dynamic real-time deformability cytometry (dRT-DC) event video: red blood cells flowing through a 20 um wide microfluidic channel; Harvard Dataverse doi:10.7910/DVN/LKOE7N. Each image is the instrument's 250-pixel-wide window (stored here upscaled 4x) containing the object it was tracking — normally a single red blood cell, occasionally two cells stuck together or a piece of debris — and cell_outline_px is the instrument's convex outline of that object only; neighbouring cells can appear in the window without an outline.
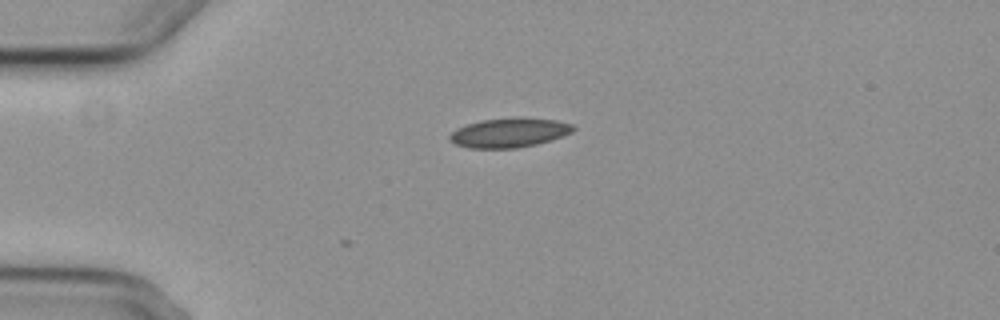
{"species": "common noctule bat (a hibernating species)", "species_latin": "Nyctalus noctula", "temperature_condition": "cold", "stored_images_in_passage": 1, "camera_frame_rate_fps": 3000, "um_per_image_px": 0.085, "animal": {"sex": "female", "body_mass_g": 29.2, "forearm_length_mm": 56.3}, "frame": {"image": 1, "passage_image": 1, "time_ms": 0.0, "image_size_px": [1000, 320], "cell_outline_px": [[576, 128], [572, 132], [536, 144], [516, 148], [468, 148], [456, 144], [448, 140], [448, 136], [456, 128], [480, 120], [524, 116], [556, 120], [572, 124]], "centroid_in_image_um": [43.26, 11.26], "position_along_channel_um": 41.7, "area_um2": 21.27}}